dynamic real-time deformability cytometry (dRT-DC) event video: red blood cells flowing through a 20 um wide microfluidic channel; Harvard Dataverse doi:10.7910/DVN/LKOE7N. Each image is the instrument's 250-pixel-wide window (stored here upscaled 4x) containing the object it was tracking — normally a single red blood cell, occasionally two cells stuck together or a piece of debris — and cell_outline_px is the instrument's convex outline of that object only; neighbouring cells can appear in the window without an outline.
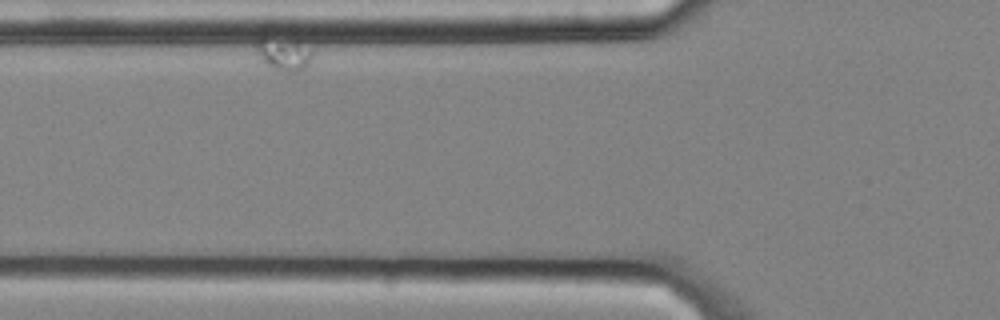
{"species": "common noctule bat (a hibernating species)", "species_latin": "Nyctalus noctula", "temperature_condition": "cold", "stored_images_in_passage": 7, "camera_frame_rate_fps": 3000, "um_per_image_px": 0.085, "animal": {"sex": "male", "body_mass_g": 20.4}, "frame": {"image": 1, "passage_image": 2, "time_ms": 0.333, "image_size_px": [1000, 320], "cell_outline_px": [[312, 56], [308, 64], [300, 72], [288, 72], [276, 68], [260, 60], [256, 52], [256, 44], [260, 36], [264, 36], [296, 40], [312, 48]], "centroid_in_image_um": [24.12, 4.55], "position_along_channel_um": 101.7, "area_um2": 10.92}}